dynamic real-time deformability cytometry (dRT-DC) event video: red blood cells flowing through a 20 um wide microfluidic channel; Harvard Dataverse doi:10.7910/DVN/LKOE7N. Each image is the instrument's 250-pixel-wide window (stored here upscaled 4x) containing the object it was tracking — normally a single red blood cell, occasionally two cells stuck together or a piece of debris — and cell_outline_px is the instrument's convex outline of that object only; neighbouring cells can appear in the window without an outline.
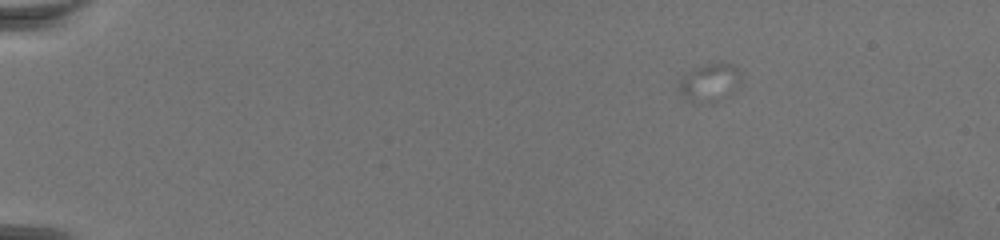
{"species": "common noctule bat (a hibernating species)", "species_latin": "Nyctalus noctula", "temperature_condition": "warm", "stored_images_in_passage": 6, "camera_frame_rate_fps": 3000, "um_per_image_px": 0.085, "animal": {"sex": "female", "body_mass_g": 19.5, "forearm_length_mm": 54.1}, "frame": {"image": 1, "passage_image": 1, "time_ms": 0.0, "image_size_px": [1000, 240], "cell_outline_px": [[740, 72], [716, 104], [692, 104], [688, 100], [680, 84], [684, 76], [700, 68], [712, 64], [732, 64], [740, 68]], "centroid_in_image_um": [60.26, 7.06], "position_along_channel_um": 24.7, "area_um2": 12.14}}